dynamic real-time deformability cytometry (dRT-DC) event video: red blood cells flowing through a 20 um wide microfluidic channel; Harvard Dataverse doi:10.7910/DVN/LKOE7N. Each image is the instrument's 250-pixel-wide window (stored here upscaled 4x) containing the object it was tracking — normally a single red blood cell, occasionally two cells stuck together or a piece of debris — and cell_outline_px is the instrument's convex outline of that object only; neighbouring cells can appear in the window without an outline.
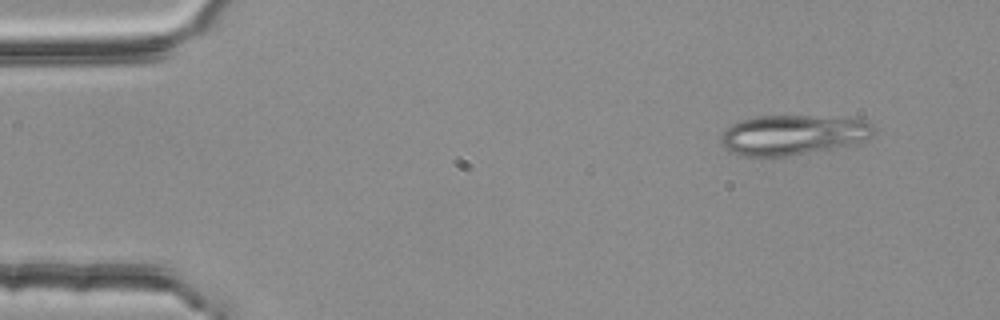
{"species": "common noctule bat (a hibernating species)", "species_latin": "Nyctalus noctula", "temperature_condition": "room temperature", "stored_images_in_passage": 3, "camera_frame_rate_fps": 3000, "um_per_image_px": 0.085, "animal": {"sex": "female", "body_mass_g": 25.1}, "frame": {"image": 1, "passage_image": 1, "time_ms": 0.0, "image_size_px": [1000, 320], "cell_outline_px": [[876, 132], [872, 136], [852, 144], [788, 156], [736, 156], [728, 152], [724, 148], [720, 140], [720, 136], [732, 124], [740, 120], [756, 116], [848, 116], [868, 120], [876, 128]], "centroid_in_image_um": [67.42, 11.44], "position_along_channel_um": 17.6, "area_um2": 36.18}}